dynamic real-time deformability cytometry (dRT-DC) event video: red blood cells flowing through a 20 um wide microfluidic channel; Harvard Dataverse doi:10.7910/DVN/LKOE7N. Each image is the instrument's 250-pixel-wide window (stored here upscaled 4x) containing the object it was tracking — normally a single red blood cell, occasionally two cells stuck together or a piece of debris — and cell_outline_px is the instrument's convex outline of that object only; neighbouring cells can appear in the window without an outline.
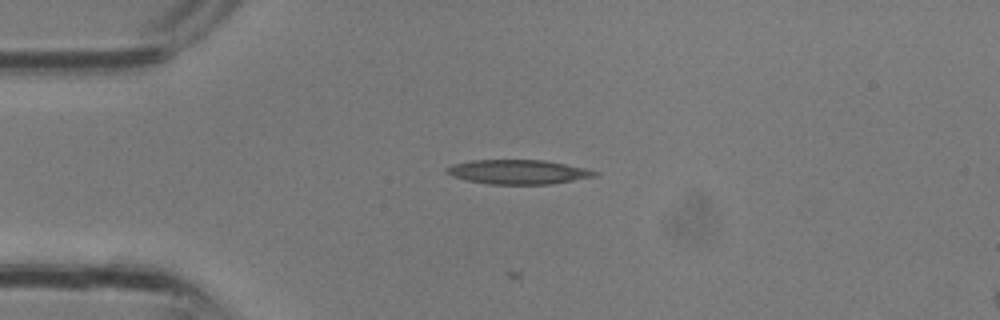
{"species": "common noctule bat (a hibernating species)", "species_latin": "Nyctalus noctula", "temperature_condition": "room temperature", "stored_images_in_passage": 10, "camera_frame_rate_fps": 3000, "um_per_image_px": 0.085, "animal": {"sex": "male", "body_mass_g": 13.3}, "frame": {"image": 1, "passage_image": 4, "time_ms": 1.0, "image_size_px": [1000, 320], "cell_outline_px": [[600, 172], [596, 176], [552, 184], [488, 184], [468, 180], [452, 176], [444, 172], [444, 168], [452, 164], [472, 160], [544, 160], [584, 168]], "centroid_in_image_um": [44.0, 14.61], "position_along_channel_um": 41.0, "area_um2": 20.98}}
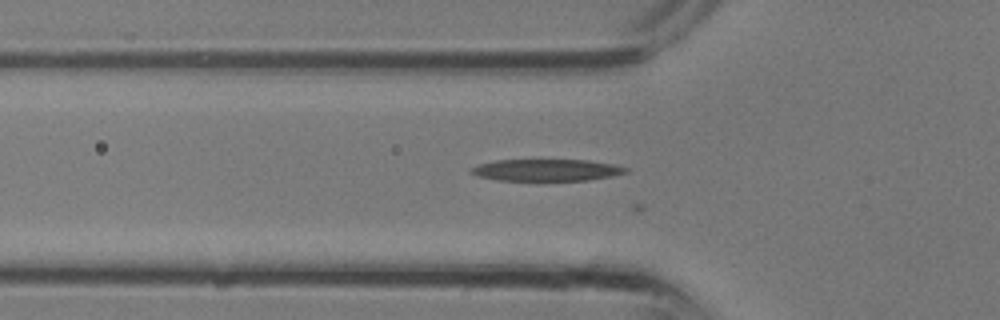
{"frame": {"image": 2, "passage_image": 7, "time_ms": 2.0, "image_size_px": [1000, 320], "cell_outline_px": [[628, 172], [612, 176], [588, 180], [496, 180], [476, 176], [468, 172], [468, 168], [480, 164], [496, 160], [588, 160], [612, 164], [628, 168]], "centroid_in_image_um": [46.4, 14.45], "position_along_channel_um": 79.4, "area_um2": 19.65}}